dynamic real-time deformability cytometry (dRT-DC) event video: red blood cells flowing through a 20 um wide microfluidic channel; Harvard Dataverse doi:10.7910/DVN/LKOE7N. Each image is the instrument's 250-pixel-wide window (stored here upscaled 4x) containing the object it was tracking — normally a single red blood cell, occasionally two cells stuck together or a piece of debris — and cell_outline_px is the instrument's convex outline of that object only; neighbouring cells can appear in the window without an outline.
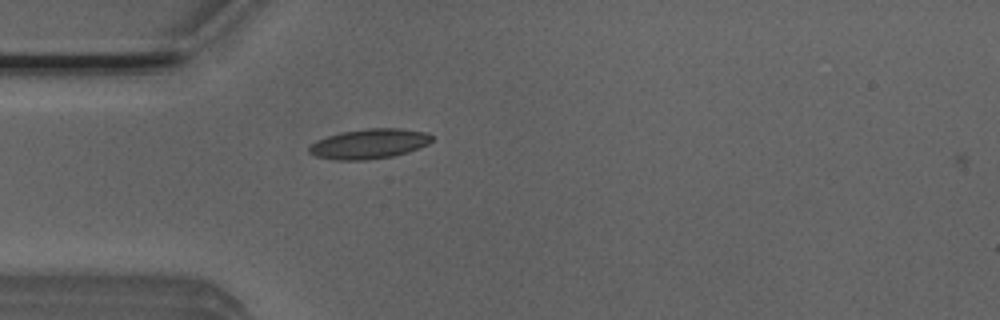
{"species": "Egyptian fruit bat (a non-hibernating species)", "species_latin": "Rousettus aegyptiacus", "temperature_condition": "room temperature", "stored_images_in_passage": 37, "camera_frame_rate_fps": 3000, "um_per_image_px": 0.085, "animal": {"sex": "male"}, "frame": {"image": 1, "passage_image": 1, "time_ms": 0.0, "image_size_px": [1000, 320], "cell_outline_px": [[432, 140], [428, 144], [408, 152], [392, 156], [364, 160], [336, 160], [316, 156], [308, 152], [308, 148], [312, 144], [328, 136], [340, 132], [368, 128], [400, 128], [424, 132], [432, 136]], "centroid_in_image_um": [31.39, 12.22], "position_along_channel_um": 53.6, "area_um2": 21.15}}
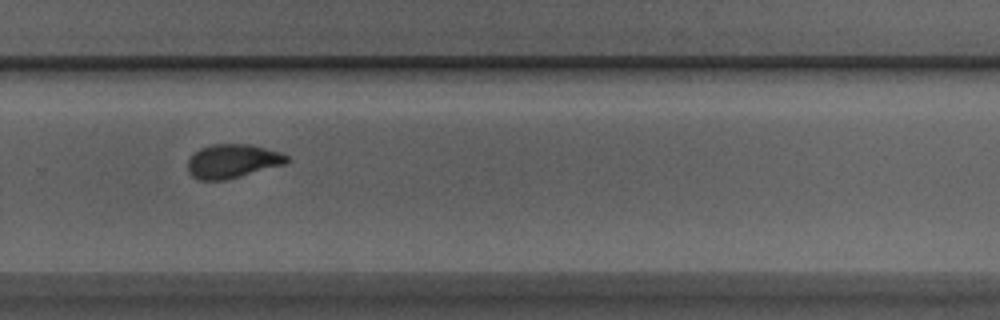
{"frame": {"image": 2, "passage_image": 21, "time_ms": 6.667, "image_size_px": [1000, 320], "cell_outline_px": [[288, 164], [224, 180], [200, 180], [192, 176], [188, 172], [188, 160], [200, 148], [212, 144], [252, 144], [280, 152], [288, 156]], "centroid_in_image_um": [19.79, 13.69], "position_along_channel_um": 310.0, "area_um2": 19.59}}
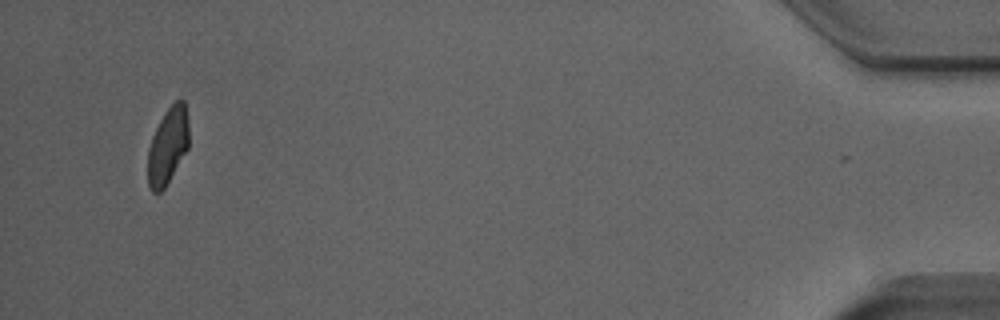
{"frame": {"image": 3, "passage_image": 36, "time_ms": 11.667, "image_size_px": [1000, 320], "cell_outline_px": [[188, 148], [164, 188], [160, 192], [152, 192], [148, 184], [148, 148], [152, 136], [164, 112], [180, 96], [184, 100], [188, 124]], "centroid_in_image_um": [14.26, 12.37], "position_along_channel_um": 420.9, "area_um2": 18.21}, "authors_computed_cell_mechanics": {"area_um2": 19.652, "velocity_mm_per_s": 3.9339, "shape_relaxation_time_tau1_ms": 5.6175, "shape_relaxation_time_tau2_ms": 1.0619, "deformation_change_tau1": 0.162, "deformation_change_tau2": 0.0502}}